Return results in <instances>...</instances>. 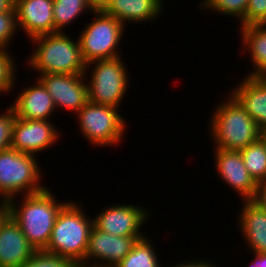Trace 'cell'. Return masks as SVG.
<instances>
[{"label": "cell", "instance_id": "18", "mask_svg": "<svg viewBox=\"0 0 266 267\" xmlns=\"http://www.w3.org/2000/svg\"><path fill=\"white\" fill-rule=\"evenodd\" d=\"M163 0H111L105 14L116 18L124 26L126 22H143L155 20L162 13Z\"/></svg>", "mask_w": 266, "mask_h": 267}, {"label": "cell", "instance_id": "15", "mask_svg": "<svg viewBox=\"0 0 266 267\" xmlns=\"http://www.w3.org/2000/svg\"><path fill=\"white\" fill-rule=\"evenodd\" d=\"M36 252L9 215L0 226V267H21Z\"/></svg>", "mask_w": 266, "mask_h": 267}, {"label": "cell", "instance_id": "10", "mask_svg": "<svg viewBox=\"0 0 266 267\" xmlns=\"http://www.w3.org/2000/svg\"><path fill=\"white\" fill-rule=\"evenodd\" d=\"M88 72L85 74H43L37 77L51 95L57 110L58 107H62L77 113L89 102L88 86L84 81L88 77Z\"/></svg>", "mask_w": 266, "mask_h": 267}, {"label": "cell", "instance_id": "22", "mask_svg": "<svg viewBox=\"0 0 266 267\" xmlns=\"http://www.w3.org/2000/svg\"><path fill=\"white\" fill-rule=\"evenodd\" d=\"M151 241L143 237L136 241L131 251L115 267H161Z\"/></svg>", "mask_w": 266, "mask_h": 267}, {"label": "cell", "instance_id": "12", "mask_svg": "<svg viewBox=\"0 0 266 267\" xmlns=\"http://www.w3.org/2000/svg\"><path fill=\"white\" fill-rule=\"evenodd\" d=\"M54 126L50 120H25L15 117L10 148L36 156V153L43 152L57 143L60 132Z\"/></svg>", "mask_w": 266, "mask_h": 267}, {"label": "cell", "instance_id": "14", "mask_svg": "<svg viewBox=\"0 0 266 267\" xmlns=\"http://www.w3.org/2000/svg\"><path fill=\"white\" fill-rule=\"evenodd\" d=\"M14 9L28 39L54 33L53 0H14Z\"/></svg>", "mask_w": 266, "mask_h": 267}, {"label": "cell", "instance_id": "36", "mask_svg": "<svg viewBox=\"0 0 266 267\" xmlns=\"http://www.w3.org/2000/svg\"><path fill=\"white\" fill-rule=\"evenodd\" d=\"M261 138L263 139V141L266 143V129L261 131Z\"/></svg>", "mask_w": 266, "mask_h": 267}, {"label": "cell", "instance_id": "27", "mask_svg": "<svg viewBox=\"0 0 266 267\" xmlns=\"http://www.w3.org/2000/svg\"><path fill=\"white\" fill-rule=\"evenodd\" d=\"M17 31L20 30L17 28L15 11L0 12V48L7 49Z\"/></svg>", "mask_w": 266, "mask_h": 267}, {"label": "cell", "instance_id": "16", "mask_svg": "<svg viewBox=\"0 0 266 267\" xmlns=\"http://www.w3.org/2000/svg\"><path fill=\"white\" fill-rule=\"evenodd\" d=\"M246 76L229 92L263 131L266 129V80L262 76Z\"/></svg>", "mask_w": 266, "mask_h": 267}, {"label": "cell", "instance_id": "34", "mask_svg": "<svg viewBox=\"0 0 266 267\" xmlns=\"http://www.w3.org/2000/svg\"><path fill=\"white\" fill-rule=\"evenodd\" d=\"M10 215V206L7 200H1L0 203V226L5 219Z\"/></svg>", "mask_w": 266, "mask_h": 267}, {"label": "cell", "instance_id": "13", "mask_svg": "<svg viewBox=\"0 0 266 267\" xmlns=\"http://www.w3.org/2000/svg\"><path fill=\"white\" fill-rule=\"evenodd\" d=\"M214 152L220 178L242 195L243 201L252 200L257 182L247 171L240 151L214 148Z\"/></svg>", "mask_w": 266, "mask_h": 267}, {"label": "cell", "instance_id": "20", "mask_svg": "<svg viewBox=\"0 0 266 267\" xmlns=\"http://www.w3.org/2000/svg\"><path fill=\"white\" fill-rule=\"evenodd\" d=\"M242 29V30H241ZM243 52H248L252 61L253 72L248 76H263L266 73V24L240 27Z\"/></svg>", "mask_w": 266, "mask_h": 267}, {"label": "cell", "instance_id": "6", "mask_svg": "<svg viewBox=\"0 0 266 267\" xmlns=\"http://www.w3.org/2000/svg\"><path fill=\"white\" fill-rule=\"evenodd\" d=\"M94 14L96 18L85 25L82 34L77 37L82 58L86 64L91 61L120 57L117 45L119 46L122 40L123 31H126L124 30L126 26L103 11L93 12Z\"/></svg>", "mask_w": 266, "mask_h": 267}, {"label": "cell", "instance_id": "28", "mask_svg": "<svg viewBox=\"0 0 266 267\" xmlns=\"http://www.w3.org/2000/svg\"><path fill=\"white\" fill-rule=\"evenodd\" d=\"M266 24V0H249L241 27Z\"/></svg>", "mask_w": 266, "mask_h": 267}, {"label": "cell", "instance_id": "26", "mask_svg": "<svg viewBox=\"0 0 266 267\" xmlns=\"http://www.w3.org/2000/svg\"><path fill=\"white\" fill-rule=\"evenodd\" d=\"M21 267H77L70 259L60 255L36 250L33 256Z\"/></svg>", "mask_w": 266, "mask_h": 267}, {"label": "cell", "instance_id": "25", "mask_svg": "<svg viewBox=\"0 0 266 267\" xmlns=\"http://www.w3.org/2000/svg\"><path fill=\"white\" fill-rule=\"evenodd\" d=\"M8 49L0 48V93H7L16 85V62L8 53ZM15 79V80H14Z\"/></svg>", "mask_w": 266, "mask_h": 267}, {"label": "cell", "instance_id": "5", "mask_svg": "<svg viewBox=\"0 0 266 267\" xmlns=\"http://www.w3.org/2000/svg\"><path fill=\"white\" fill-rule=\"evenodd\" d=\"M41 175L34 155L12 148L0 152V196L3 200L44 190L46 187L40 185Z\"/></svg>", "mask_w": 266, "mask_h": 267}, {"label": "cell", "instance_id": "30", "mask_svg": "<svg viewBox=\"0 0 266 267\" xmlns=\"http://www.w3.org/2000/svg\"><path fill=\"white\" fill-rule=\"evenodd\" d=\"M251 201L266 212V180L257 183L255 195Z\"/></svg>", "mask_w": 266, "mask_h": 267}, {"label": "cell", "instance_id": "24", "mask_svg": "<svg viewBox=\"0 0 266 267\" xmlns=\"http://www.w3.org/2000/svg\"><path fill=\"white\" fill-rule=\"evenodd\" d=\"M203 1V2H202ZM200 9H209L218 14L237 17L242 22L249 0H202Z\"/></svg>", "mask_w": 266, "mask_h": 267}, {"label": "cell", "instance_id": "4", "mask_svg": "<svg viewBox=\"0 0 266 267\" xmlns=\"http://www.w3.org/2000/svg\"><path fill=\"white\" fill-rule=\"evenodd\" d=\"M30 41L37 48L32 51L27 64L29 68L39 72V75L86 73V63L78 40L73 41L69 35L56 32L34 37Z\"/></svg>", "mask_w": 266, "mask_h": 267}, {"label": "cell", "instance_id": "7", "mask_svg": "<svg viewBox=\"0 0 266 267\" xmlns=\"http://www.w3.org/2000/svg\"><path fill=\"white\" fill-rule=\"evenodd\" d=\"M121 57L91 61L86 64V72L91 66V79L87 81L89 102L114 106L124 99L129 79ZM92 64V65H91Z\"/></svg>", "mask_w": 266, "mask_h": 267}, {"label": "cell", "instance_id": "3", "mask_svg": "<svg viewBox=\"0 0 266 267\" xmlns=\"http://www.w3.org/2000/svg\"><path fill=\"white\" fill-rule=\"evenodd\" d=\"M223 102L215 106L208 131L215 148L240 151L257 141L261 130L232 95Z\"/></svg>", "mask_w": 266, "mask_h": 267}, {"label": "cell", "instance_id": "33", "mask_svg": "<svg viewBox=\"0 0 266 267\" xmlns=\"http://www.w3.org/2000/svg\"><path fill=\"white\" fill-rule=\"evenodd\" d=\"M255 259L250 263V267H266V252L253 253Z\"/></svg>", "mask_w": 266, "mask_h": 267}, {"label": "cell", "instance_id": "31", "mask_svg": "<svg viewBox=\"0 0 266 267\" xmlns=\"http://www.w3.org/2000/svg\"><path fill=\"white\" fill-rule=\"evenodd\" d=\"M88 6L93 12L104 11L111 0H86Z\"/></svg>", "mask_w": 266, "mask_h": 267}, {"label": "cell", "instance_id": "2", "mask_svg": "<svg viewBox=\"0 0 266 267\" xmlns=\"http://www.w3.org/2000/svg\"><path fill=\"white\" fill-rule=\"evenodd\" d=\"M76 201L67 202L59 211L52 234L44 251L70 259L85 267V255L93 220L85 215Z\"/></svg>", "mask_w": 266, "mask_h": 267}, {"label": "cell", "instance_id": "29", "mask_svg": "<svg viewBox=\"0 0 266 267\" xmlns=\"http://www.w3.org/2000/svg\"><path fill=\"white\" fill-rule=\"evenodd\" d=\"M6 111L0 114V152L11 146L12 126L15 120L11 106L7 107Z\"/></svg>", "mask_w": 266, "mask_h": 267}, {"label": "cell", "instance_id": "37", "mask_svg": "<svg viewBox=\"0 0 266 267\" xmlns=\"http://www.w3.org/2000/svg\"><path fill=\"white\" fill-rule=\"evenodd\" d=\"M262 77L266 80V73Z\"/></svg>", "mask_w": 266, "mask_h": 267}, {"label": "cell", "instance_id": "21", "mask_svg": "<svg viewBox=\"0 0 266 267\" xmlns=\"http://www.w3.org/2000/svg\"><path fill=\"white\" fill-rule=\"evenodd\" d=\"M54 33L63 32L66 25L84 12H91L86 0H53Z\"/></svg>", "mask_w": 266, "mask_h": 267}, {"label": "cell", "instance_id": "8", "mask_svg": "<svg viewBox=\"0 0 266 267\" xmlns=\"http://www.w3.org/2000/svg\"><path fill=\"white\" fill-rule=\"evenodd\" d=\"M114 106L88 102L76 114L80 131L92 145L113 146L121 142L127 123ZM125 130V131H124Z\"/></svg>", "mask_w": 266, "mask_h": 267}, {"label": "cell", "instance_id": "32", "mask_svg": "<svg viewBox=\"0 0 266 267\" xmlns=\"http://www.w3.org/2000/svg\"><path fill=\"white\" fill-rule=\"evenodd\" d=\"M171 267H217L216 264H212L210 263V261L208 262H205L204 260H198V261H195V260H190L188 263L186 262H182V263H176V265H172Z\"/></svg>", "mask_w": 266, "mask_h": 267}, {"label": "cell", "instance_id": "1", "mask_svg": "<svg viewBox=\"0 0 266 267\" xmlns=\"http://www.w3.org/2000/svg\"><path fill=\"white\" fill-rule=\"evenodd\" d=\"M51 192L46 187L40 192L24 195L18 205L15 197L8 201L10 215L35 250H44L47 247L57 215L67 203L58 202Z\"/></svg>", "mask_w": 266, "mask_h": 267}, {"label": "cell", "instance_id": "35", "mask_svg": "<svg viewBox=\"0 0 266 267\" xmlns=\"http://www.w3.org/2000/svg\"><path fill=\"white\" fill-rule=\"evenodd\" d=\"M15 11L14 0H0V12Z\"/></svg>", "mask_w": 266, "mask_h": 267}, {"label": "cell", "instance_id": "17", "mask_svg": "<svg viewBox=\"0 0 266 267\" xmlns=\"http://www.w3.org/2000/svg\"><path fill=\"white\" fill-rule=\"evenodd\" d=\"M15 98V102L10 106L15 117L20 119L48 120L56 110L51 95L38 79L34 85L21 89Z\"/></svg>", "mask_w": 266, "mask_h": 267}, {"label": "cell", "instance_id": "11", "mask_svg": "<svg viewBox=\"0 0 266 267\" xmlns=\"http://www.w3.org/2000/svg\"><path fill=\"white\" fill-rule=\"evenodd\" d=\"M103 209L93 217V226L98 230L115 236H144L140 231L149 215L144 206L112 204Z\"/></svg>", "mask_w": 266, "mask_h": 267}, {"label": "cell", "instance_id": "9", "mask_svg": "<svg viewBox=\"0 0 266 267\" xmlns=\"http://www.w3.org/2000/svg\"><path fill=\"white\" fill-rule=\"evenodd\" d=\"M143 237L115 236L93 226L85 255V267H115L131 251L136 241Z\"/></svg>", "mask_w": 266, "mask_h": 267}, {"label": "cell", "instance_id": "19", "mask_svg": "<svg viewBox=\"0 0 266 267\" xmlns=\"http://www.w3.org/2000/svg\"><path fill=\"white\" fill-rule=\"evenodd\" d=\"M242 237L253 253L266 252V212L251 200L243 202L238 216Z\"/></svg>", "mask_w": 266, "mask_h": 267}, {"label": "cell", "instance_id": "23", "mask_svg": "<svg viewBox=\"0 0 266 267\" xmlns=\"http://www.w3.org/2000/svg\"><path fill=\"white\" fill-rule=\"evenodd\" d=\"M245 167L253 179L258 183L266 180V143L260 137L240 150Z\"/></svg>", "mask_w": 266, "mask_h": 267}]
</instances>
